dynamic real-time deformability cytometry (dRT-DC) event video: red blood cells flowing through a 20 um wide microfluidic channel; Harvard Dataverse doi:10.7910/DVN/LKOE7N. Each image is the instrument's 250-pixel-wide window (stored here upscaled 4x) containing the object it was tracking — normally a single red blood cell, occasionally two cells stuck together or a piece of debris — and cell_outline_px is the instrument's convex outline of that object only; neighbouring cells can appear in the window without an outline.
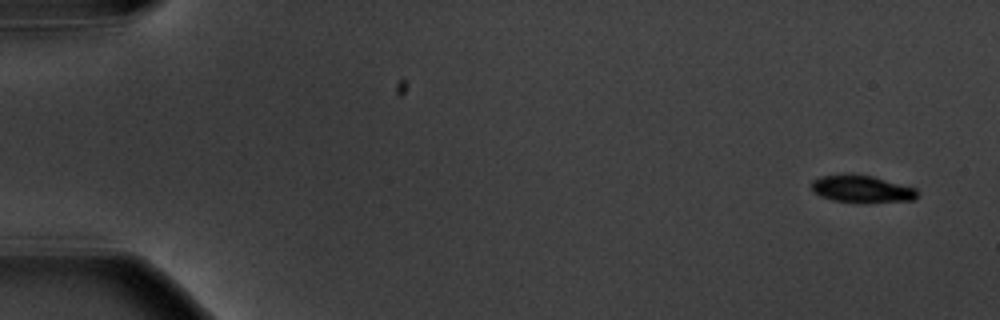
{"species": "common noctule bat (a hibernating species)", "species_latin": "Nyctalus noctula", "temperature_condition": "warm", "stored_images_in_passage": 5, "camera_frame_rate_fps": 3000, "um_per_image_px": 0.085, "animal": {"sex": "male", "body_mass_g": 20.1, "forearm_length_mm": 53.5}, "frame": {"image": 1, "passage_image": 1, "time_ms": 0.0, "image_size_px": [1000, 320], "cell_outline_px": [[920, 192], [912, 200], [832, 200], [820, 196], [812, 192], [812, 180], [820, 176], [852, 172], [872, 176], [916, 188]], "centroid_in_image_um": [73.18, 15.99], "position_along_channel_um": 11.8, "area_um2": 16.3}}
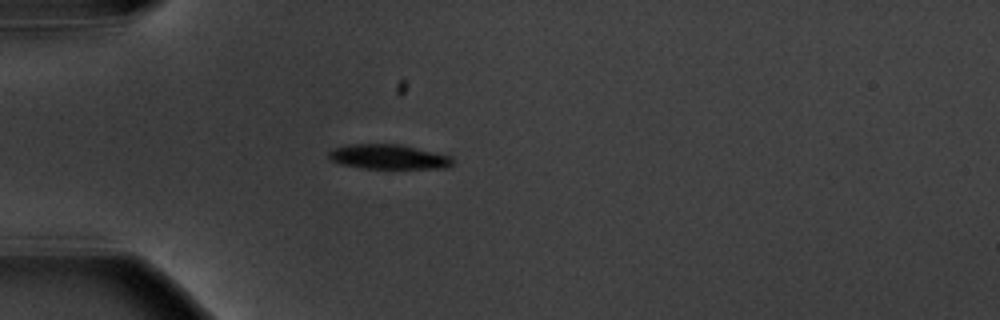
{"frame": {"image": 2, "passage_image": 5, "time_ms": 4.667, "image_size_px": [1000, 320], "cell_outline_px": [[452, 164], [444, 168], [360, 168], [340, 164], [332, 160], [328, 156], [328, 152], [332, 148], [348, 144], [400, 144], [452, 156]], "centroid_in_image_um": [32.98, 13.32], "position_along_channel_um": 52.0, "area_um2": 17.8}}